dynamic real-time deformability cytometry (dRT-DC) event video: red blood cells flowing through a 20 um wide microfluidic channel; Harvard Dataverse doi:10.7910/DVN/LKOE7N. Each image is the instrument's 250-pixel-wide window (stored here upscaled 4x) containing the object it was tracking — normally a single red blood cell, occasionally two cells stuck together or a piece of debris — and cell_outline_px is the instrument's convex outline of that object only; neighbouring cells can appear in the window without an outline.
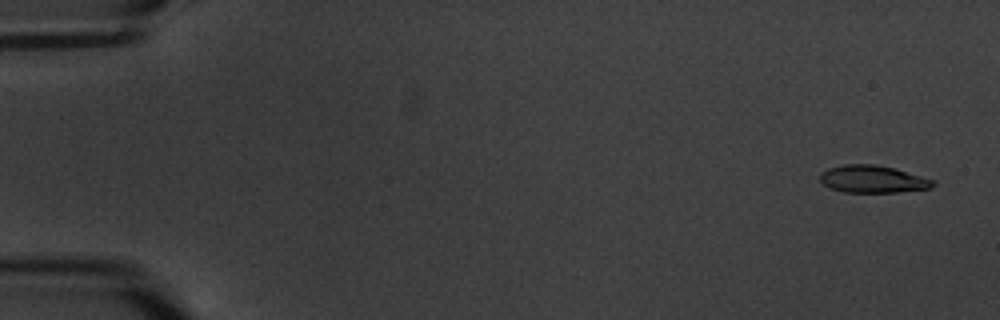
{"species": "common noctule bat (a hibernating species)", "species_latin": "Nyctalus noctula", "temperature_condition": "warm", "stored_images_in_passage": 5, "camera_frame_rate_fps": 3000, "um_per_image_px": 0.085, "animal": {"sex": "male", "body_mass_g": 20.1, "forearm_length_mm": 53.5}, "frame": {"image": 1, "passage_image": 1, "time_ms": 0.0, "image_size_px": [1000, 320], "cell_outline_px": [[936, 184], [932, 188], [896, 192], [844, 192], [832, 188], [824, 184], [820, 180], [820, 172], [828, 168], [844, 164], [876, 164], [892, 168], [936, 180]], "centroid_in_image_um": [74.2, 15.22], "position_along_channel_um": 10.8, "area_um2": 17.98}}
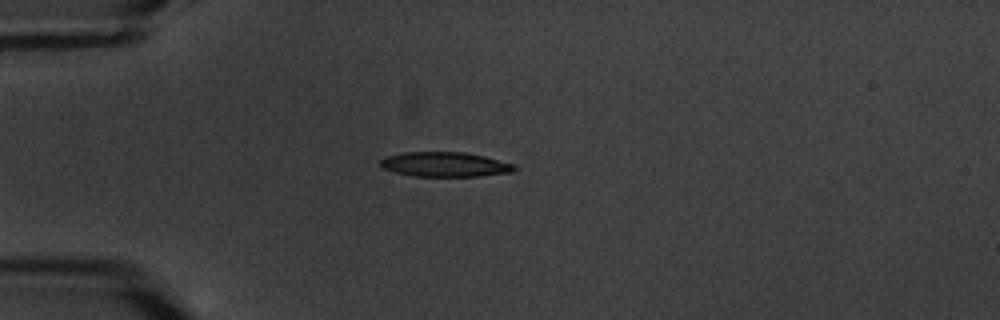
{"frame": {"image": 2, "passage_image": 5, "time_ms": 4.667, "image_size_px": [1000, 320], "cell_outline_px": [[516, 168], [512, 172], [480, 176], [412, 176], [392, 172], [380, 168], [380, 160], [388, 156], [404, 152], [464, 152], [484, 156], [516, 164]], "centroid_in_image_um": [37.8, 13.98], "position_along_channel_um": 47.2, "area_um2": 19.42}}